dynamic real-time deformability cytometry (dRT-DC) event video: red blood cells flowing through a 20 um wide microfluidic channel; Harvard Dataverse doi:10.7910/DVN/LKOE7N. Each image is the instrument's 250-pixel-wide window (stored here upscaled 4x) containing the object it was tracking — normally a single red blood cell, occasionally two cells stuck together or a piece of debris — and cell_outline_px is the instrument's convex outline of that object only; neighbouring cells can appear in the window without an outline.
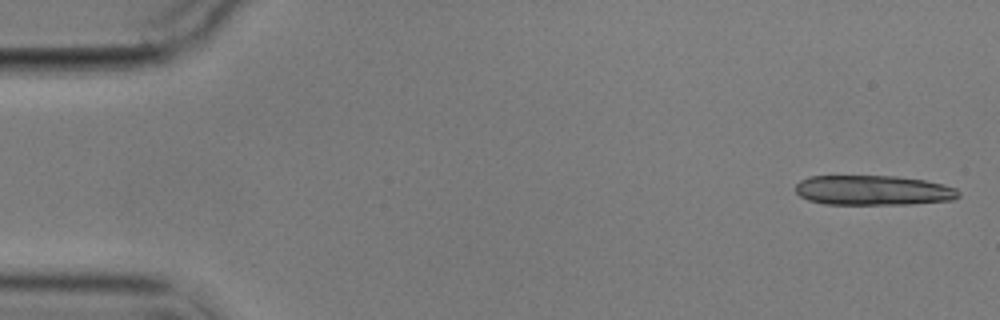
{"species": "common noctule bat (a hibernating species)", "species_latin": "Nyctalus noctula", "temperature_condition": "cold", "stored_images_in_passage": 5, "camera_frame_rate_fps": 3000, "um_per_image_px": 0.085, "animal": {"sex": "male", "body_mass_g": 17.9}, "frame": {"image": 1, "passage_image": 1, "time_ms": 0.0, "image_size_px": [1000, 320], "cell_outline_px": [[960, 196], [952, 200], [912, 204], [824, 204], [808, 200], [800, 196], [796, 192], [796, 184], [800, 180], [808, 176], [896, 176], [924, 180], [944, 184], [956, 188], [960, 192]], "centroid_in_image_um": [74.23, 16.17], "position_along_channel_um": 10.8, "area_um2": 28.55}}